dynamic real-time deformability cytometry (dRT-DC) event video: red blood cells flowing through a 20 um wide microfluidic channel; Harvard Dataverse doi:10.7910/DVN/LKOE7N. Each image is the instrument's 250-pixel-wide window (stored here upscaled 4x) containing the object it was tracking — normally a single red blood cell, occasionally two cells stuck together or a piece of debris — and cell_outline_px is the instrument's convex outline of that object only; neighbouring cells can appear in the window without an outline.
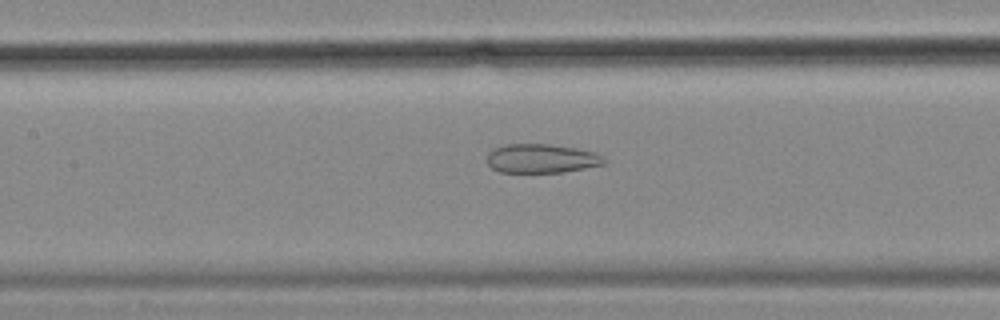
{"species": "common noctule bat (a hibernating species)", "species_latin": "Nyctalus noctula", "temperature_condition": "cold", "stored_images_in_passage": 57, "camera_frame_rate_fps": 3000, "um_per_image_px": 0.085, "animal": {"sex": "female", "body_mass_g": 18.4}, "frame": {"image": 1, "passage_image": 26, "time_ms": 8.333, "image_size_px": [1000, 320], "cell_outline_px": [[608, 160], [604, 164], [564, 172], [500, 172], [492, 168], [488, 164], [488, 152], [492, 148], [504, 144], [548, 144], [576, 148], [596, 152]], "centroid_in_image_um": [46.03, 13.46], "position_along_channel_um": 161.4, "area_um2": 19.88}}
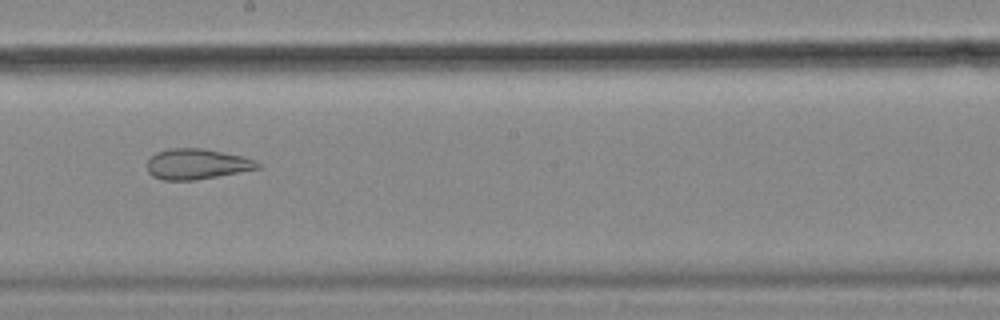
{"frame": {"image": 2, "passage_image": 32, "time_ms": 10.333, "image_size_px": [1000, 320], "cell_outline_px": [[260, 168], [196, 180], [164, 180], [152, 176], [148, 172], [148, 160], [156, 152], [168, 148], [204, 148], [244, 156], [256, 160], [260, 164]], "centroid_in_image_um": [16.74, 13.93], "position_along_channel_um": 231.5, "area_um2": 19.71}}
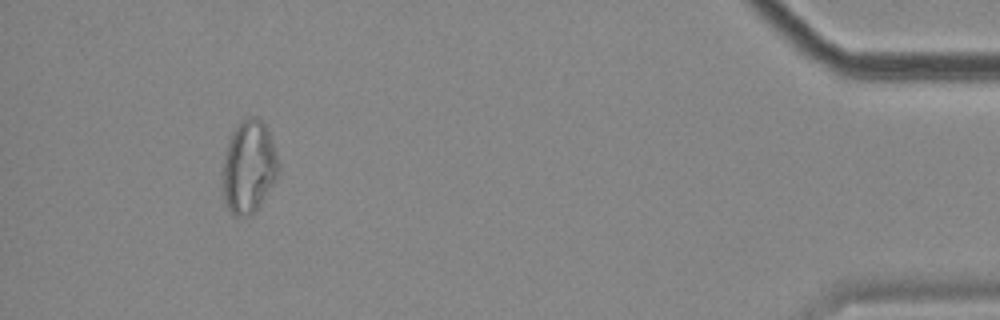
{"frame": {"image": 3, "passage_image": 53, "time_ms": 17.333, "image_size_px": [1000, 320], "cell_outline_px": [[280, 168], [276, 180], [260, 204], [248, 216], [232, 216], [228, 208], [224, 196], [220, 172], [224, 156], [232, 132], [240, 120], [248, 116], [256, 116], [264, 124], [268, 132], [276, 152]], "centroid_in_image_um": [21.12, 14.18], "position_along_channel_um": 414.1, "area_um2": 30.35}, "authors_computed_cell_mechanics": {"area_um2": 27.3972, "velocity_mm_per_s": 3.5282, "shape_relaxation_time_tau1_ms": null, "shape_relaxation_time_tau2_ms": 2.1598, "deformation_change_tau1": null, "deformation_change_tau2": 0.0979}}